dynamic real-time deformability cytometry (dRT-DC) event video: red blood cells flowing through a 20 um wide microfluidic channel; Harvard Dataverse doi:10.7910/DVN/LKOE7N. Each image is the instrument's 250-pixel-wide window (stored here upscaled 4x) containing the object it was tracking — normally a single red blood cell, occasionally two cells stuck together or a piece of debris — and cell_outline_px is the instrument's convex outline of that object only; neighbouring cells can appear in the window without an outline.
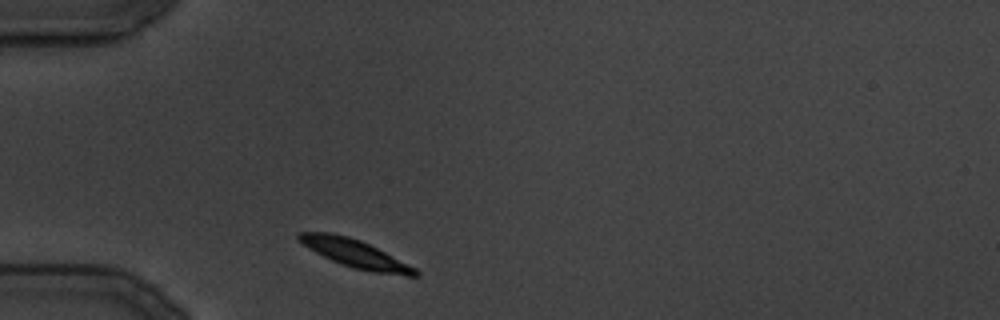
{"species": "common noctule bat (a hibernating species)", "species_latin": "Nyctalus noctula", "temperature_condition": "cold", "stored_images_in_passage": 17, "camera_frame_rate_fps": 3000, "um_per_image_px": 0.085, "animal": {"sex": "male", "body_mass_g": 19.5, "forearm_length_mm": 54.6}, "frame": {"image": 1, "passage_image": 1, "time_ms": 0.0, "image_size_px": [1000, 320], "cell_outline_px": [[420, 276], [404, 276], [372, 272], [352, 268], [340, 264], [316, 252], [304, 244], [296, 236], [300, 232], [332, 232], [348, 236], [360, 240], [416, 268], [420, 272]], "centroid_in_image_um": [30.23, 21.57], "position_along_channel_um": 54.8, "area_um2": 18.79}}
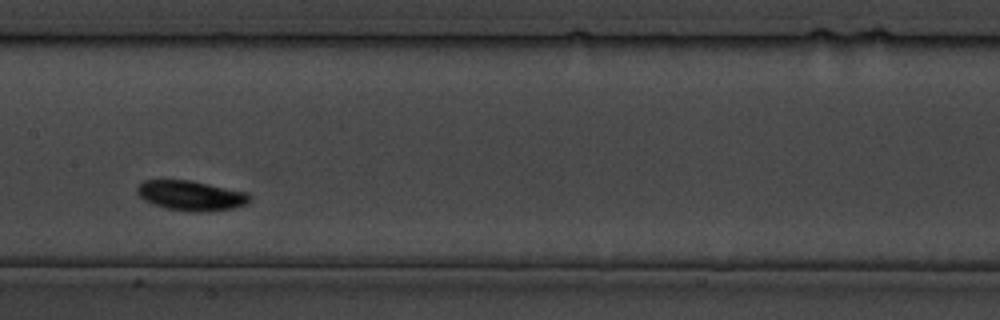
{"frame": {"image": 2, "passage_image": 9, "time_ms": 10.0, "image_size_px": [1000, 320], "cell_outline_px": [[252, 200], [244, 204], [232, 208], [196, 212], [168, 208], [152, 204], [144, 200], [136, 192], [136, 188], [144, 180], [192, 180], [248, 192], [252, 196]], "centroid_in_image_um": [16.25, 16.6], "position_along_channel_um": 191.2, "area_um2": 19.54}}
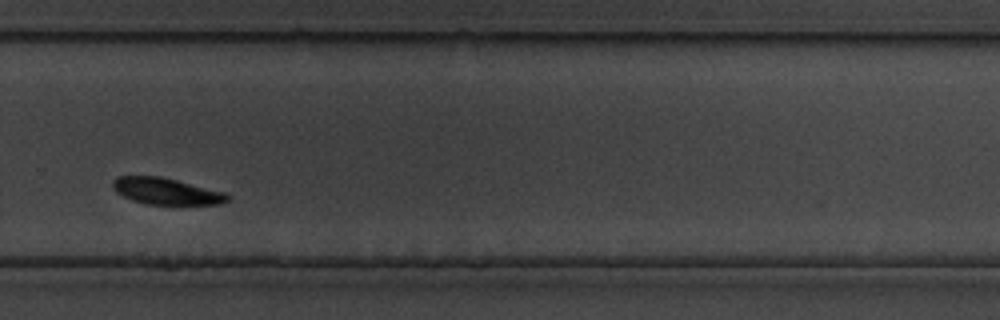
{"frame": {"image": 3, "passage_image": 16, "time_ms": 18.333, "image_size_px": [1000, 320], "cell_outline_px": [[232, 196], [228, 200], [220, 204], [144, 204], [132, 200], [116, 192], [112, 188], [112, 180], [116, 176], [160, 176], [224, 192]], "centroid_in_image_um": [14.09, 16.25], "position_along_channel_um": 315.7, "area_um2": 17.69}}